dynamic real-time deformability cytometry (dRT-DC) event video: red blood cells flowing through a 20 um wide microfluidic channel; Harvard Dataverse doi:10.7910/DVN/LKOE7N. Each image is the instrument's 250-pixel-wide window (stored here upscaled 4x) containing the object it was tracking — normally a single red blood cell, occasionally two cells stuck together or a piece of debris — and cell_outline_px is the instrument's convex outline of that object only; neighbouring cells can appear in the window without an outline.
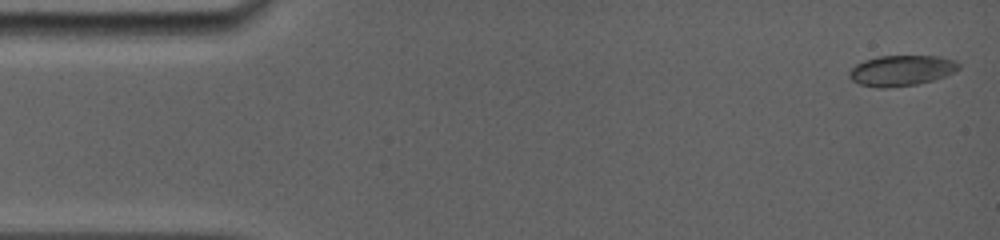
{"species": "common noctule bat (a hibernating species)", "species_latin": "Nyctalus noctula", "temperature_condition": "room temperature", "stored_images_in_passage": 73, "camera_frame_rate_fps": 5000, "um_per_image_px": 0.085, "animal": {"sex": "female", "body_mass_g": 19.0, "forearm_length_mm": 56.7}, "frame": {"image": 1, "passage_image": 1, "time_ms": 0.0, "image_size_px": [1000, 240], "cell_outline_px": [[960, 68], [944, 76], [932, 80], [916, 84], [888, 88], [876, 88], [860, 84], [852, 80], [848, 76], [848, 72], [856, 64], [864, 60], [880, 56], [940, 56], [956, 60], [960, 64]], "centroid_in_image_um": [76.6, 5.99], "position_along_channel_um": 8.4, "area_um2": 19.54}}
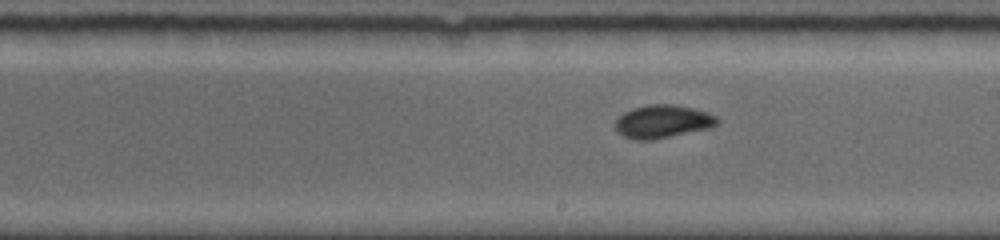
{"frame": {"image": 2, "passage_image": 41, "time_ms": 8.8, "image_size_px": [1000, 240], "cell_outline_px": [[720, 120], [716, 124], [708, 128], [652, 140], [636, 140], [624, 136], [616, 132], [616, 120], [624, 112], [632, 108], [652, 104], [672, 104], [692, 108], [708, 112], [716, 116]], "centroid_in_image_um": [56.31, 10.32], "position_along_channel_um": 232.7, "area_um2": 19.48}}
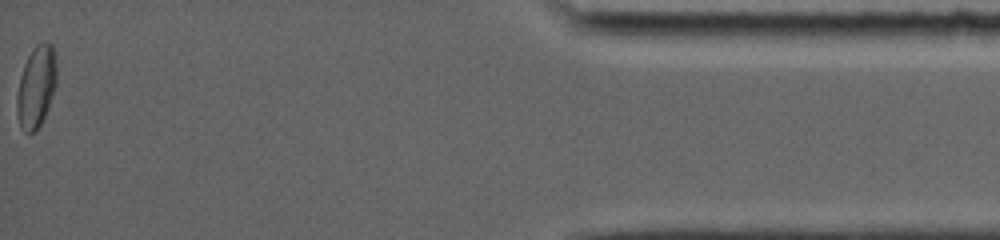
{"frame": {"image": 3, "passage_image": 73, "time_ms": 15.8, "image_size_px": [1000, 240], "cell_outline_px": [[56, 84], [48, 108], [36, 132], [28, 136], [20, 128], [16, 112], [16, 96], [20, 76], [24, 64], [32, 48], [36, 44], [44, 40], [52, 44], [56, 64]], "centroid_in_image_um": [3.06, 7.4], "position_along_channel_um": 432.1, "area_um2": 19.31}, "authors_computed_cell_mechanics": {"area_um2": 18.6116, "velocity_mm_per_s": 3.8912, "shape_relaxation_time_tau1_ms": 6.777, "shape_relaxation_time_tau2_ms": 6.6673, "deformation_change_tau1": 0.1528, "deformation_change_tau2": 0.0553}}